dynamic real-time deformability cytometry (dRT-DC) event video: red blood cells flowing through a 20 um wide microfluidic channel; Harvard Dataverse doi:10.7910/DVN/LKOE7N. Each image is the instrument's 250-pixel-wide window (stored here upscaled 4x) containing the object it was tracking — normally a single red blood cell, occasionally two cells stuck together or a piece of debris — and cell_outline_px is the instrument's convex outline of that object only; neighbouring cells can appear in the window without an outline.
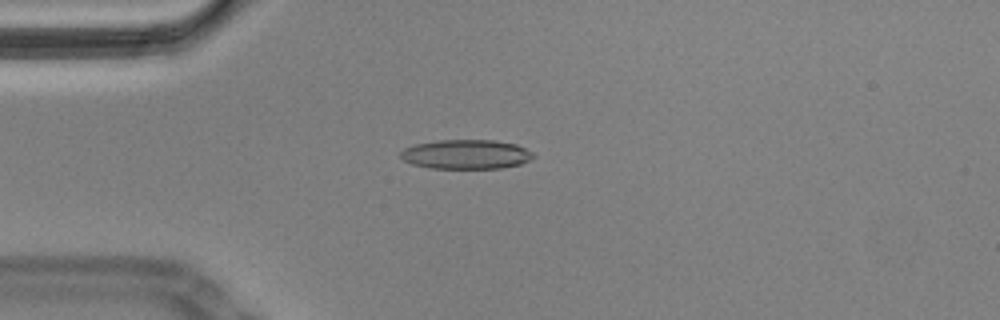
{"species": "Egyptian fruit bat (a non-hibernating species)", "species_latin": "Rousettus aegyptiacus", "temperature_condition": "cold", "stored_images_in_passage": 54, "camera_frame_rate_fps": 3000, "um_per_image_px": 0.085, "animal": {"sex": "male"}, "frame": {"image": 1, "passage_image": 11, "time_ms": 3.333, "image_size_px": [1000, 320], "cell_outline_px": [[536, 156], [520, 164], [500, 168], [432, 168], [412, 164], [404, 160], [400, 156], [400, 152], [404, 148], [416, 144], [436, 140], [496, 140], [516, 144], [532, 152]], "centroid_in_image_um": [39.61, 13.11], "position_along_channel_um": 45.4, "area_um2": 22.66}}
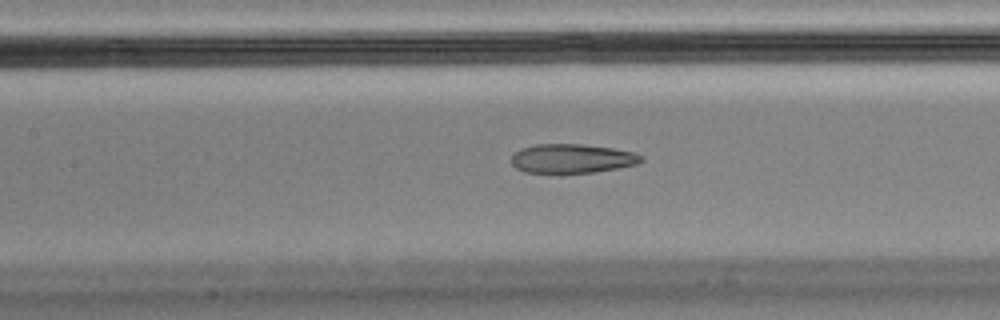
{"frame": {"image": 2, "passage_image": 22, "time_ms": 7.0, "image_size_px": [1000, 320], "cell_outline_px": [[644, 160], [636, 164], [616, 168], [592, 172], [560, 176], [524, 172], [516, 168], [512, 164], [512, 156], [520, 148], [536, 144], [580, 144], [612, 148], [632, 152], [644, 156]], "centroid_in_image_um": [48.56, 13.52], "position_along_channel_um": 158.8, "area_um2": 22.72}}
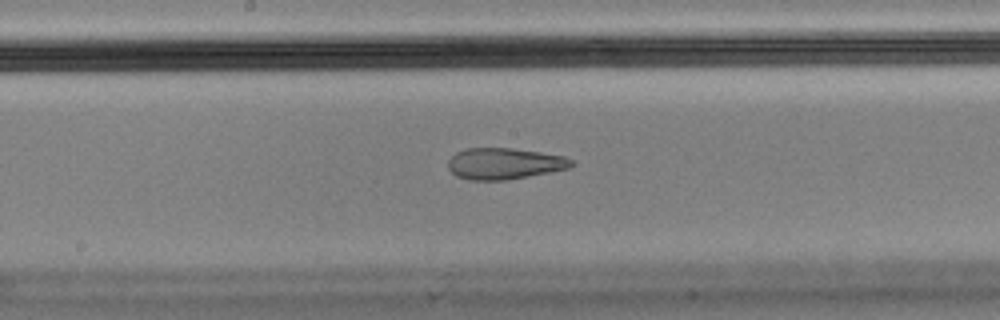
{"frame": {"image": 3, "passage_image": 26, "time_ms": 8.333, "image_size_px": [1000, 320], "cell_outline_px": [[576, 164], [568, 168], [548, 172], [504, 180], [472, 180], [456, 176], [448, 168], [448, 160], [456, 152], [468, 148], [512, 148], [540, 152], [564, 156], [572, 160]], "centroid_in_image_um": [42.85, 13.9], "position_along_channel_um": 205.3, "area_um2": 22.31}, "authors_computed_cell_mechanics": {"area_um2": 23.698, "velocity_mm_per_s": 3.4956, "shape_relaxation_time_tau1_ms": null, "shape_relaxation_time_tau2_ms": 2.0635, "deformation_change_tau1": null, "deformation_change_tau2": 0.0987}}